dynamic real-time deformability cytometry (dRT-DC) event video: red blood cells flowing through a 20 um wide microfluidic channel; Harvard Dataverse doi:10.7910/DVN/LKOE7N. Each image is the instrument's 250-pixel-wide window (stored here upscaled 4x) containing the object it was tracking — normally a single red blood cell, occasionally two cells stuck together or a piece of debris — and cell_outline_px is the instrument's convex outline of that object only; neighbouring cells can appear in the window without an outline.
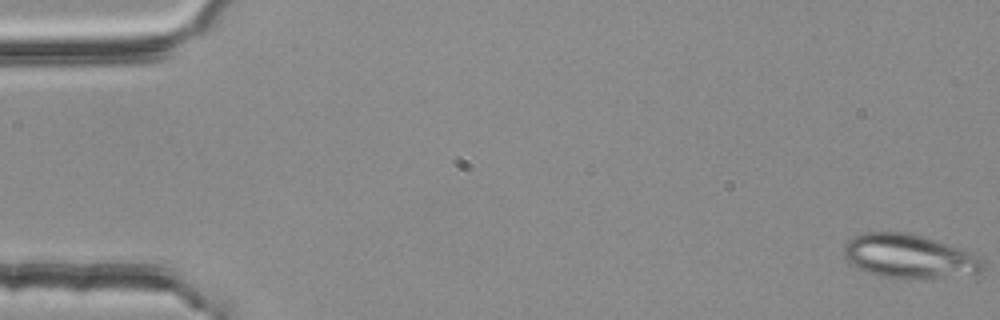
{"species": "common noctule bat (a hibernating species)", "species_latin": "Nyctalus noctula", "temperature_condition": "room temperature", "stored_images_in_passage": 4, "camera_frame_rate_fps": 3000, "um_per_image_px": 0.085, "animal": {"sex": "female", "body_mass_g": 25.1}, "frame": {"image": 1, "passage_image": 1, "time_ms": 0.0, "image_size_px": [1000, 320], "cell_outline_px": [[984, 272], [924, 280], [904, 280], [880, 276], [868, 272], [848, 264], [844, 256], [844, 244], [848, 240], [864, 232], [908, 232], [948, 244], [972, 252], [980, 256], [984, 260]], "centroid_in_image_um": [77.3, 21.82], "position_along_channel_um": 7.7, "area_um2": 36.36}}